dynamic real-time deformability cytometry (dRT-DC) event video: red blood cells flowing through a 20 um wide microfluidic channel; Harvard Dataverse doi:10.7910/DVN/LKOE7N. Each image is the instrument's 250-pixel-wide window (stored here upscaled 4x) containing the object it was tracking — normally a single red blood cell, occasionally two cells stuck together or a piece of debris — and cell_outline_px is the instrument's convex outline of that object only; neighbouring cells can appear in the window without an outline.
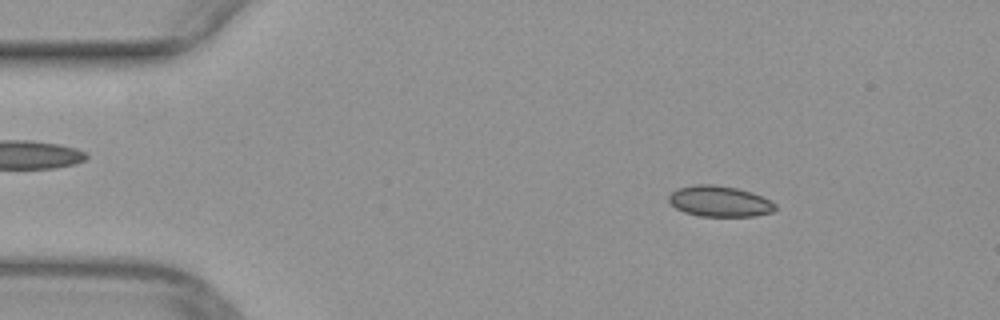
{"species": "common noctule bat (a hibernating species)", "species_latin": "Nyctalus noctula", "temperature_condition": "warm", "stored_images_in_passage": 9, "camera_frame_rate_fps": 3000, "um_per_image_px": 0.085, "animal": {"sex": "female", "body_mass_g": 29.2, "forearm_length_mm": 56.3}, "frame": {"image": 1, "passage_image": 7, "time_ms": 2.0, "image_size_px": [1000, 320], "cell_outline_px": [[776, 208], [772, 212], [756, 216], [700, 216], [684, 212], [676, 208], [668, 200], [668, 196], [676, 188], [696, 184], [712, 184], [736, 188], [752, 192], [776, 204]], "centroid_in_image_um": [61.14, 17.11], "position_along_channel_um": 23.9, "area_um2": 19.07}}